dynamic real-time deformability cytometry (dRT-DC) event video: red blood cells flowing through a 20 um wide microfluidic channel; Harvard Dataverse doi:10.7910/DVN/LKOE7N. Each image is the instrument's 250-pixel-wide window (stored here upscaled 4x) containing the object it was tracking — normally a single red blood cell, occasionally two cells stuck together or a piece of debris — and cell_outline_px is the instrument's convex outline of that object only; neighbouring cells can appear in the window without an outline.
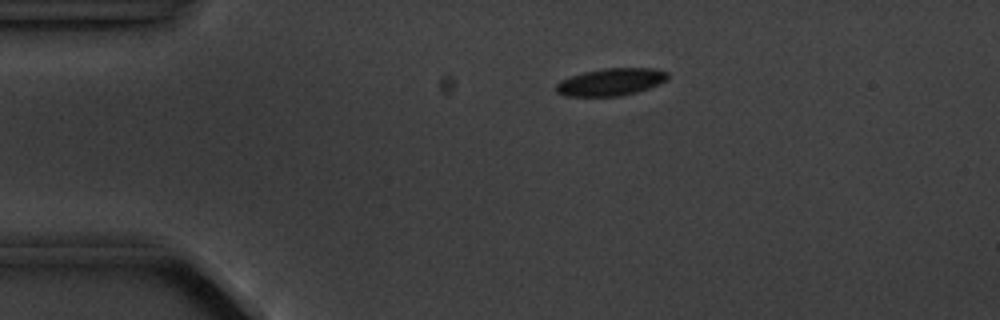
{"species": "common noctule bat (a hibernating species)", "species_latin": "Nyctalus noctula", "temperature_condition": "cold", "stored_images_in_passage": 5, "camera_frame_rate_fps": 3000, "um_per_image_px": 0.085, "animal": {"sex": "male", "body_mass_g": 20.1, "forearm_length_mm": 53.5}, "frame": {"image": 1, "passage_image": 3, "time_ms": 2.333, "image_size_px": [1000, 320], "cell_outline_px": [[668, 80], [660, 84], [636, 92], [620, 96], [564, 96], [556, 92], [556, 84], [560, 80], [584, 72], [604, 68], [656, 68], [668, 72]], "centroid_in_image_um": [51.94, 6.96], "position_along_channel_um": 33.1, "area_um2": 17.86}}